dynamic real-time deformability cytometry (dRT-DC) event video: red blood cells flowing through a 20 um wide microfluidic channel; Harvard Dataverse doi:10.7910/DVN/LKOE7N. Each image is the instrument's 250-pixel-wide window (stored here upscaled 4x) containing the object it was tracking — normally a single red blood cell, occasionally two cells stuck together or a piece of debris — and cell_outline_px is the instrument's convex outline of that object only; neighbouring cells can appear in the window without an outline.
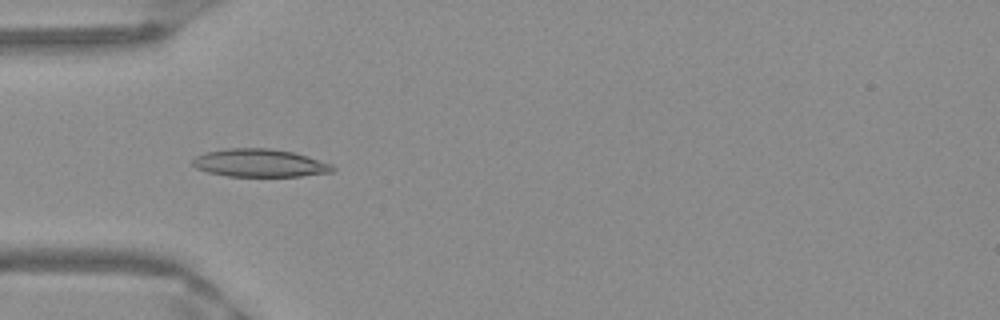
{"species": "Egyptian fruit bat (a non-hibernating species)", "species_latin": "Rousettus aegyptiacus", "temperature_condition": "warm", "stored_images_in_passage": 51, "camera_frame_rate_fps": 3000, "um_per_image_px": 0.085, "frame": {"image": 1, "passage_image": 16, "time_ms": 5.0, "image_size_px": [1000, 320], "cell_outline_px": [[336, 168], [332, 172], [300, 176], [228, 176], [208, 172], [196, 168], [192, 164], [192, 160], [196, 156], [208, 152], [228, 148], [268, 148], [296, 152], [332, 164]], "centroid_in_image_um": [22.11, 13.85], "position_along_channel_um": 62.9, "area_um2": 22.77}}
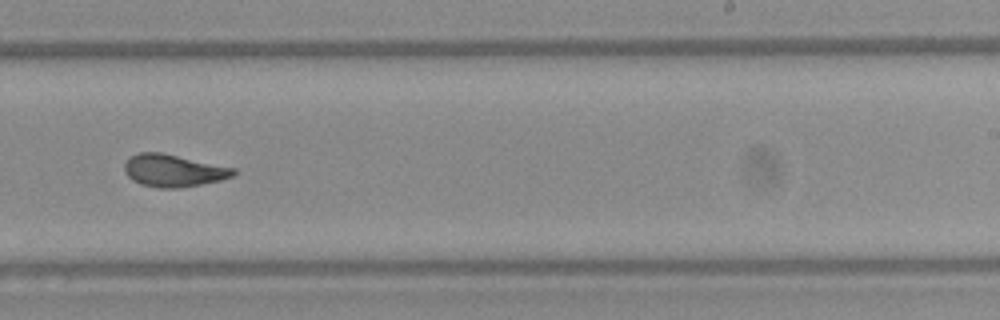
{"frame": {"image": 2, "passage_image": 32, "time_ms": 10.333, "image_size_px": [1000, 320], "cell_outline_px": [[236, 172], [232, 176], [220, 180], [200, 184], [176, 188], [160, 188], [140, 184], [132, 180], [124, 172], [124, 164], [132, 156], [140, 152], [160, 152], [236, 168]], "centroid_in_image_um": [14.73, 14.5], "position_along_channel_um": 274.3, "area_um2": 20.35}}
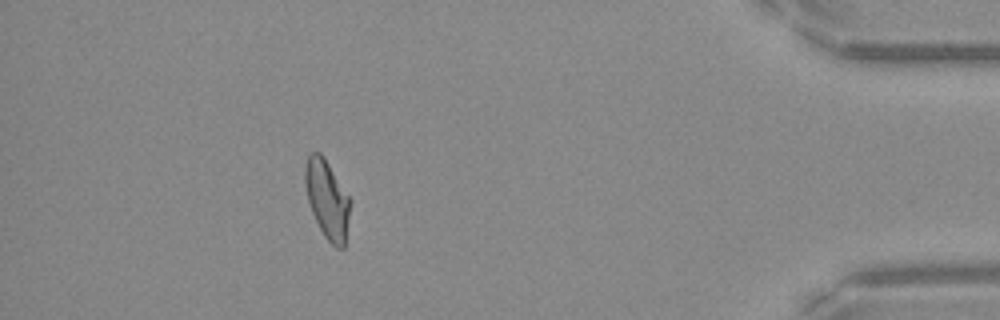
{"frame": {"image": 3, "passage_image": 46, "time_ms": 15.0, "image_size_px": [1000, 320], "cell_outline_px": [[352, 200], [344, 248], [336, 248], [324, 236], [312, 212], [308, 200], [304, 184], [304, 168], [308, 156], [312, 152], [320, 152], [324, 156]], "centroid_in_image_um": [27.82, 16.92], "position_along_channel_um": 407.4, "area_um2": 20.81}, "authors_computed_cell_mechanics": {"area_um2": 20.9236, "velocity_mm_per_s": 3.9676, "shape_relaxation_time_tau1_ms": null, "shape_relaxation_time_tau2_ms": 1.5962, "deformation_change_tau1": null, "deformation_change_tau2": 0.0821}}